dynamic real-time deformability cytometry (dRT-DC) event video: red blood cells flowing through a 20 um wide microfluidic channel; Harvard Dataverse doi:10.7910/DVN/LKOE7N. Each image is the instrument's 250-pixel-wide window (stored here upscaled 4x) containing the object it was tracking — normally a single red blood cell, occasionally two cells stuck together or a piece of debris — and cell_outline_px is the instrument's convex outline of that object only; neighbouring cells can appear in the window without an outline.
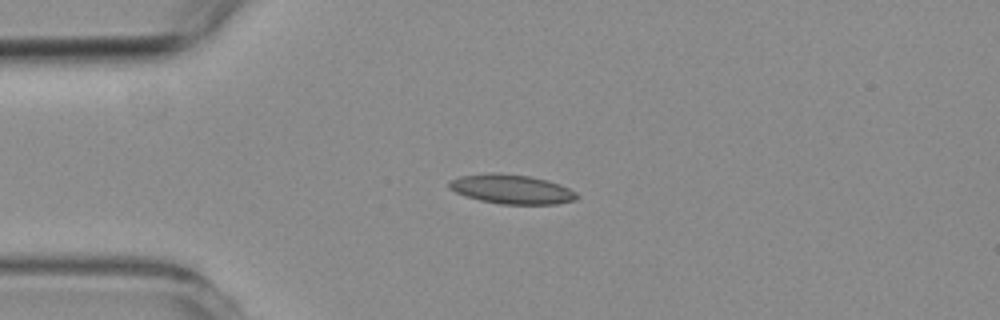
{"species": "common noctule bat (a hibernating species)", "species_latin": "Nyctalus noctula", "temperature_condition": "room temperature", "stored_images_in_passage": 42, "camera_frame_rate_fps": 3000, "um_per_image_px": 0.085, "animal": {"sex": "female", "body_mass_g": 19.3, "forearm_length_mm": 54.1}, "frame": {"image": 1, "passage_image": 1, "time_ms": 0.0, "image_size_px": [1000, 320], "cell_outline_px": [[580, 196], [576, 200], [556, 204], [500, 204], [480, 200], [456, 192], [448, 188], [448, 184], [452, 180], [460, 176], [488, 172], [500, 172], [528, 176], [548, 180], [560, 184], [576, 192]], "centroid_in_image_um": [43.51, 16.07], "position_along_channel_um": 41.5, "area_um2": 21.91}}
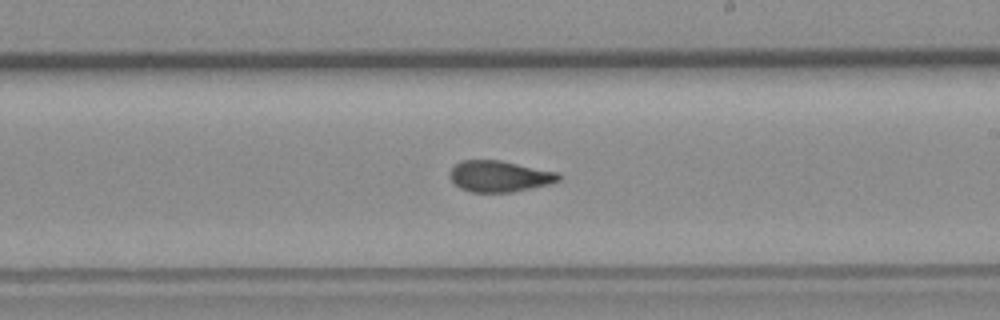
{"frame": {"image": 2, "passage_image": 19, "time_ms": 6.0, "image_size_px": [1000, 320], "cell_outline_px": [[564, 176], [560, 180], [552, 184], [512, 192], [468, 192], [460, 188], [448, 176], [448, 172], [460, 160], [500, 160], [560, 172]], "centroid_in_image_um": [42.5, 14.98], "position_along_channel_um": 246.5, "area_um2": 20.17}}
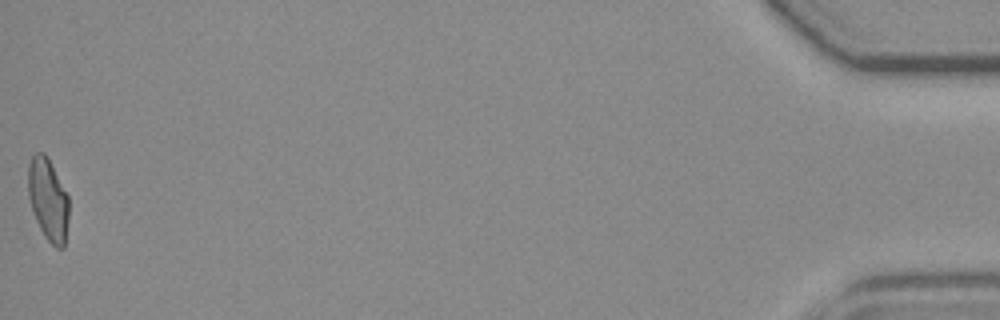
{"frame": {"image": 3, "passage_image": 42, "time_ms": 13.667, "image_size_px": [1000, 320], "cell_outline_px": [[68, 220], [64, 248], [56, 248], [44, 236], [36, 220], [28, 196], [28, 164], [32, 156], [36, 152], [44, 152], [68, 196]], "centroid_in_image_um": [4.08, 16.98], "position_along_channel_um": 431.1, "area_um2": 19.25}, "authors_computed_cell_mechanics": {"area_um2": 20.1722, "velocity_mm_per_s": 3.7923, "shape_relaxation_time_tau1_ms": null, "shape_relaxation_time_tau2_ms": 1.0453, "deformation_change_tau1": null, "deformation_change_tau2": 0.0663}}